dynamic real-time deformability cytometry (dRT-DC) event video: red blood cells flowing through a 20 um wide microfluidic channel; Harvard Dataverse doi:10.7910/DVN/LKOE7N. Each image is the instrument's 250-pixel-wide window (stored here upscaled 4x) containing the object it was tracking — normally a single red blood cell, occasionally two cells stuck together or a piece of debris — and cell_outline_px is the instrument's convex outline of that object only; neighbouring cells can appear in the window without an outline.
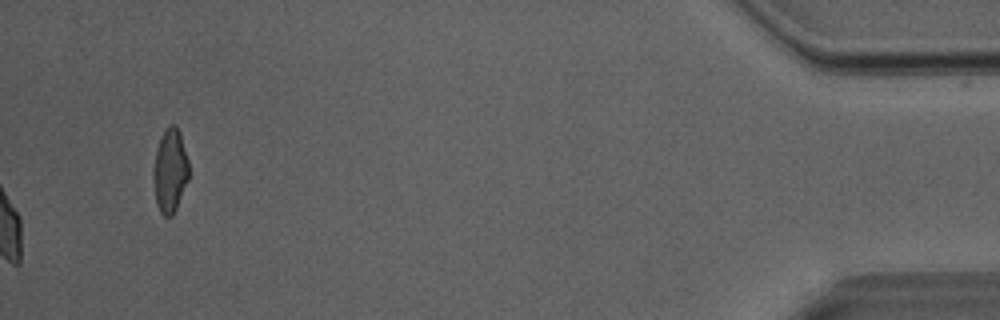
{"species": "Egyptian fruit bat (a non-hibernating species)", "species_latin": "Rousettus aegyptiacus", "temperature_condition": "room temperature", "stored_images_in_passage": 52, "camera_frame_rate_fps": 3000, "um_per_image_px": 0.085, "animal": {"sex": "male"}, "frame": {"image": 1, "passage_image": 52, "time_ms": 17.0, "image_size_px": [1000, 320], "cell_outline_px": [[188, 180], [176, 208], [172, 216], [164, 216], [160, 212], [156, 204], [152, 172], [156, 148], [160, 136], [164, 128], [168, 124], [176, 124], [180, 132], [188, 160]], "centroid_in_image_um": [14.43, 14.46], "position_along_channel_um": 420.8, "area_um2": 17.57}, "authors_computed_cell_mechanics": {"area_um2": 22.4842, "velocity_mm_per_s": 4.0352, "shape_relaxation_time_tau1_ms": 5.4362, "shape_relaxation_time_tau2_ms": 0.7904, "deformation_change_tau1": 0.1423, "deformation_change_tau2": 0.059}}